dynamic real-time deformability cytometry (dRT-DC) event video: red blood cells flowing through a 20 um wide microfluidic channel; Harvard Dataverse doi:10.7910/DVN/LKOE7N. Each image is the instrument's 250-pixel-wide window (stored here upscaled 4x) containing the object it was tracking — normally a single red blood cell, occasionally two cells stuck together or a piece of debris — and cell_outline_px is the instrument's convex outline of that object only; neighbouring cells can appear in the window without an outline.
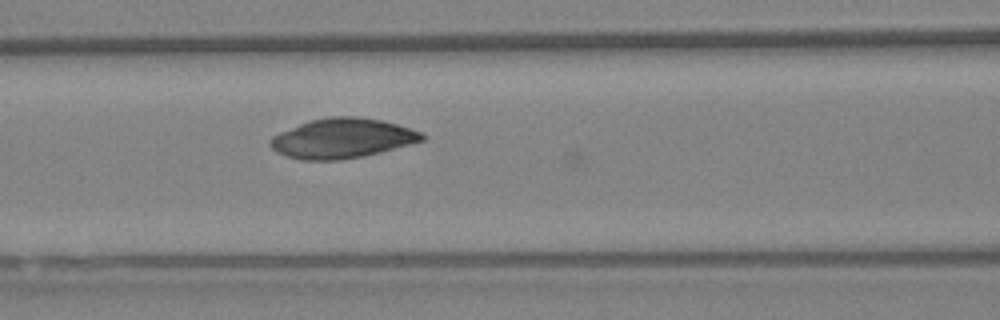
{"species": "Egyptian fruit bat (a non-hibernating species)", "species_latin": "Rousettus aegyptiacus", "temperature_condition": "warm", "stored_images_in_passage": 9, "camera_frame_rate_fps": 3000, "um_per_image_px": 0.085, "animal": {"sex": "female"}, "frame": {"image": 1, "passage_image": 8, "time_ms": 2.333, "image_size_px": [1000, 320], "cell_outline_px": [[424, 140], [380, 152], [340, 160], [300, 160], [276, 152], [268, 144], [268, 140], [272, 136], [280, 132], [308, 120], [328, 116], [356, 116], [380, 120], [396, 124], [424, 132]], "centroid_in_image_um": [29.05, 11.75], "position_along_channel_um": 137.6, "area_um2": 35.14}}